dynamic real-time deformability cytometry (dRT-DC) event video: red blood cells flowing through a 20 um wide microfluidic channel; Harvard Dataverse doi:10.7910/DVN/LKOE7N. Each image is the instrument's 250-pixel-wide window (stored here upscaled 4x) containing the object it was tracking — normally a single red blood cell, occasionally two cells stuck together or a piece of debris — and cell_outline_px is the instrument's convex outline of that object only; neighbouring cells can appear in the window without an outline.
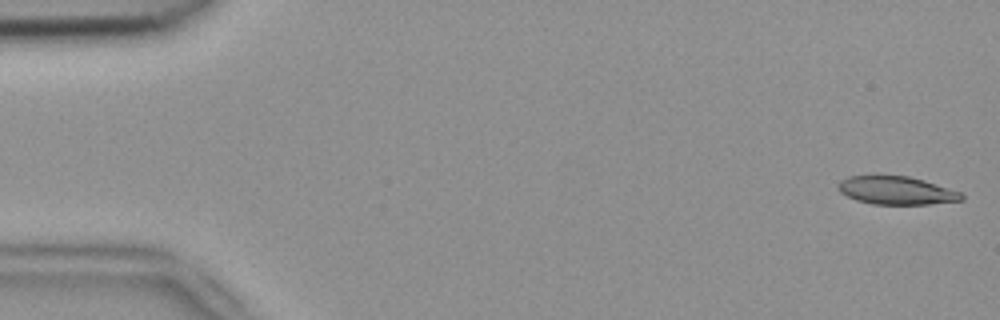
{"species": "common noctule bat (a hibernating species)", "species_latin": "Nyctalus noctula", "temperature_condition": "room temperature", "stored_images_in_passage": 52, "camera_frame_rate_fps": 3000, "um_per_image_px": 0.085, "animal": {"sex": "female", "body_mass_g": 18.4}, "frame": {"image": 1, "passage_image": 1, "time_ms": 0.0, "image_size_px": [1000, 320], "cell_outline_px": [[964, 200], [928, 204], [872, 204], [856, 200], [840, 192], [836, 184], [840, 180], [848, 176], [872, 172], [876, 172], [908, 176], [924, 180], [960, 192], [964, 196]], "centroid_in_image_um": [76.1, 16.13], "position_along_channel_um": 8.9, "area_um2": 21.04}}
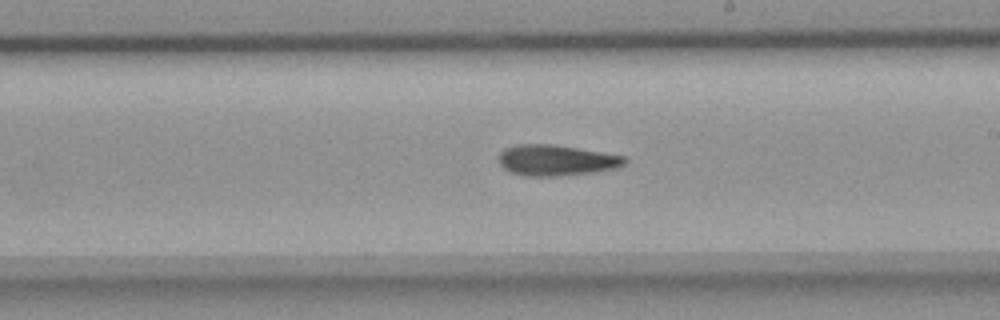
{"frame": {"image": 2, "passage_image": 30, "time_ms": 9.667, "image_size_px": [1000, 320], "cell_outline_px": [[628, 160], [620, 168], [592, 172], [556, 176], [524, 176], [512, 172], [504, 168], [500, 164], [500, 152], [504, 148], [520, 144], [552, 144], [624, 156]], "centroid_in_image_um": [47.29, 13.62], "position_along_channel_um": 241.7, "area_um2": 22.43}}
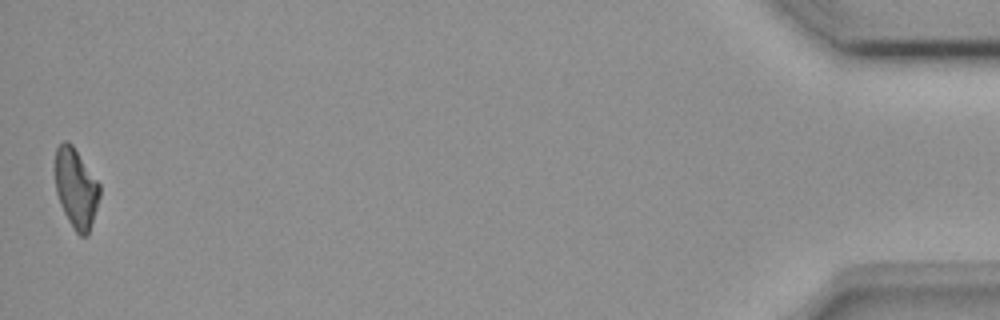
{"frame": {"image": 3, "passage_image": 52, "time_ms": 17.0, "image_size_px": [1000, 320], "cell_outline_px": [[100, 196], [88, 236], [80, 236], [72, 228], [60, 204], [56, 192], [56, 148], [64, 140], [68, 140], [72, 144], [100, 184]], "centroid_in_image_um": [6.47, 16.01], "position_along_channel_um": 428.7, "area_um2": 20.58}, "authors_computed_cell_mechanics": {"area_um2": 21.9062, "velocity_mm_per_s": 3.8258, "shape_relaxation_time_tau1_ms": null, "shape_relaxation_time_tau2_ms": 5.1845, "deformation_change_tau1": null, "deformation_change_tau2": 0.1541}}